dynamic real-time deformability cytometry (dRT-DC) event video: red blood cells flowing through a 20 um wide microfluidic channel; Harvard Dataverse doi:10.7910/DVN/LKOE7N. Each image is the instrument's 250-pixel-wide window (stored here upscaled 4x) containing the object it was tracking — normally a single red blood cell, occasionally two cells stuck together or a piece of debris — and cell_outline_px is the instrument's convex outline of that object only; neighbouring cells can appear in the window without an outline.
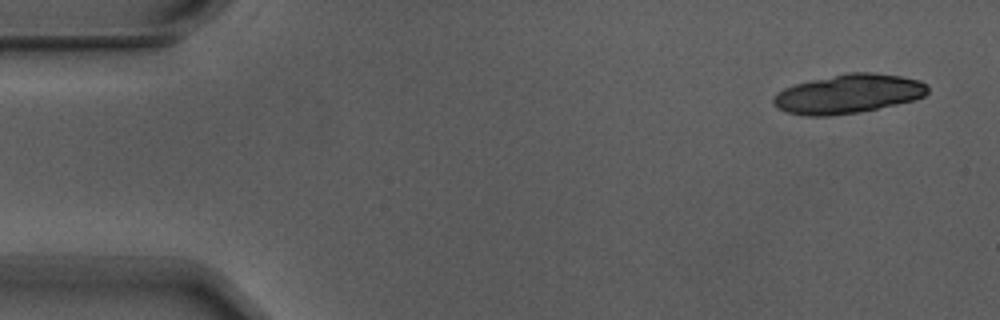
{"species": "Egyptian fruit bat (a non-hibernating species)", "species_latin": "Rousettus aegyptiacus", "temperature_condition": "warm", "stored_images_in_passage": 4, "camera_frame_rate_fps": 3000, "um_per_image_px": 0.085, "animal": {"sex": "male"}, "frame": {"image": 1, "passage_image": 1, "time_ms": 0.0, "image_size_px": [1000, 320], "cell_outline_px": [[928, 92], [924, 96], [912, 100], [896, 104], [860, 112], [828, 116], [808, 116], [784, 112], [776, 108], [772, 104], [772, 100], [776, 92], [784, 88], [796, 84], [812, 80], [848, 72], [872, 72], [900, 76], [920, 80], [928, 84]], "centroid_in_image_um": [72.07, 7.98], "position_along_channel_um": 12.9, "area_um2": 35.26}}